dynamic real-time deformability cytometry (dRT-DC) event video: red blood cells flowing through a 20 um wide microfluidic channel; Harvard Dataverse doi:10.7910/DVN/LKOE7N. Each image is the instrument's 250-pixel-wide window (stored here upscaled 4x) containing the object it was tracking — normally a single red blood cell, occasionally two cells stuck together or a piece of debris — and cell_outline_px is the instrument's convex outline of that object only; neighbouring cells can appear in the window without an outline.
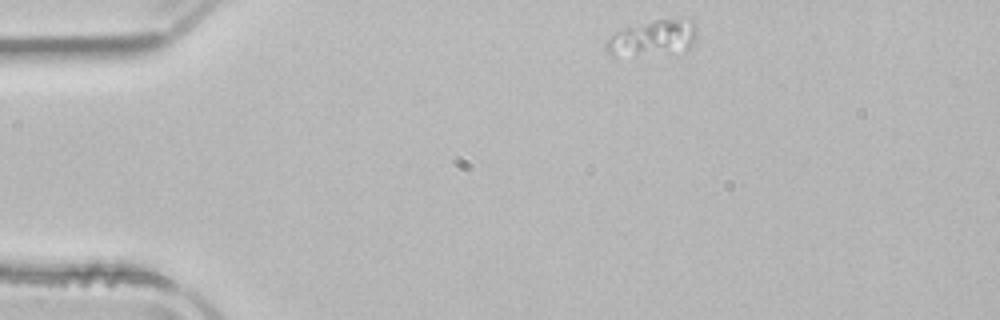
{"species": "common noctule bat (a hibernating species)", "species_latin": "Nyctalus noctula", "temperature_condition": "room temperature", "stored_images_in_passage": 2, "camera_frame_rate_fps": 3000, "um_per_image_px": 0.085, "animal": {"sex": "male", "body_mass_g": 21.5, "forearm_length_mm": 52.0}, "frame": {"image": 1, "passage_image": 1, "time_ms": 0.0, "image_size_px": [1000, 320], "cell_outline_px": [[696, 40], [684, 52], [616, 56], [612, 56], [604, 48], [604, 44], [612, 32], [624, 28], [656, 20], [696, 20]], "centroid_in_image_um": [55.47, 3.25], "position_along_channel_um": 29.5, "area_um2": 19.02}}